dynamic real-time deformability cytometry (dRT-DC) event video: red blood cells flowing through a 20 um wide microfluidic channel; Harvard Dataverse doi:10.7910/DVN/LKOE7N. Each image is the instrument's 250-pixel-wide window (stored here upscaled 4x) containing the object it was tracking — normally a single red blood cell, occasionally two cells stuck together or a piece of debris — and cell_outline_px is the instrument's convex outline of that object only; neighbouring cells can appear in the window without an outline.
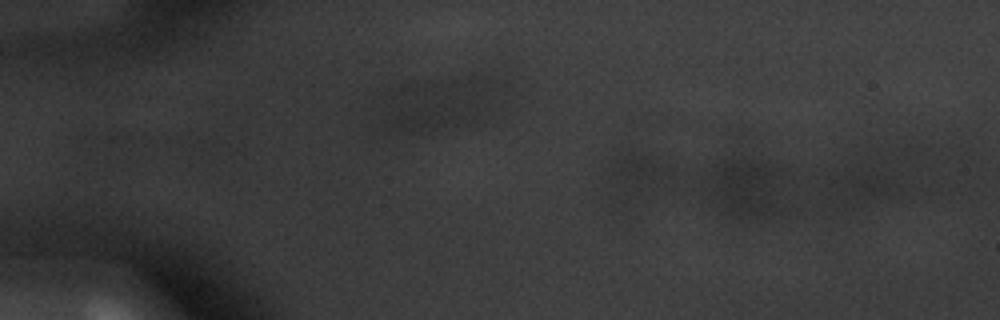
{"species": "common noctule bat (a hibernating species)", "species_latin": "Nyctalus noctula", "temperature_condition": "warm", "stored_images_in_passage": 2, "segment_of_instrument_passage": [1, 2], "camera_frame_rate_fps": 3000, "um_per_image_px": 0.085, "animal": {"sex": "male", "body_mass_g": 20.1, "forearm_length_mm": 53.5}, "frame": {"image": 1, "passage_image": 1, "time_ms": 0.0, "image_size_px": [1000, 320], "cell_outline_px": [[672, 168], [664, 188], [612, 212], [608, 204], [604, 168], [620, 152], [636, 152]], "centroid_in_image_um": [53.83, 15.19], "position_along_channel_um": 31.2, "area_um2": 19.13}}